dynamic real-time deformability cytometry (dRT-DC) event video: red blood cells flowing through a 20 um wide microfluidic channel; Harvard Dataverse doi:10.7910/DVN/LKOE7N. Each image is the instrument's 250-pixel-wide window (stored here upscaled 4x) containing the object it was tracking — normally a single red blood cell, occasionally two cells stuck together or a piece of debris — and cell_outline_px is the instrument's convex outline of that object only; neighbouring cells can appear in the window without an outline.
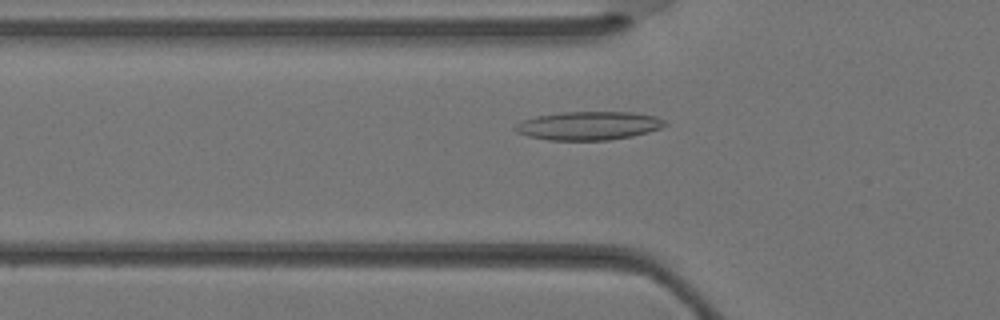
{"species": "Egyptian fruit bat (a non-hibernating species)", "species_latin": "Rousettus aegyptiacus", "temperature_condition": "warm", "stored_images_in_passage": 36, "camera_frame_rate_fps": 3000, "um_per_image_px": 0.085, "animal": {"sex": "female"}, "frame": {"image": 1, "passage_image": 12, "time_ms": 3.667, "image_size_px": [1000, 320], "cell_outline_px": [[668, 124], [660, 128], [648, 132], [632, 136], [608, 140], [548, 140], [528, 136], [516, 132], [512, 128], [516, 124], [524, 120], [536, 116], [560, 112], [632, 112], [656, 116], [664, 120]], "centroid_in_image_um": [50.02, 10.68], "position_along_channel_um": 75.8, "area_um2": 24.91}}
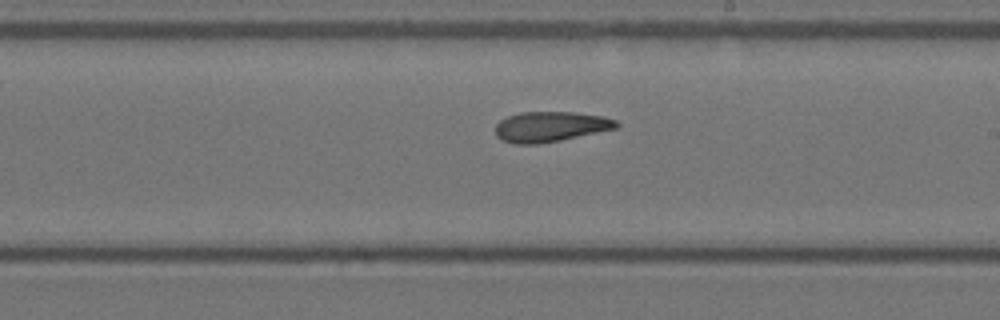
{"frame": {"image": 2, "passage_image": 21, "time_ms": 6.667, "image_size_px": [1000, 320], "cell_outline_px": [[620, 124], [616, 128], [560, 140], [540, 144], [516, 144], [500, 140], [496, 136], [496, 124], [500, 120], [508, 116], [520, 112], [572, 112], [604, 116], [616, 120]], "centroid_in_image_um": [46.76, 10.77], "position_along_channel_um": 242.2, "area_um2": 21.33}}
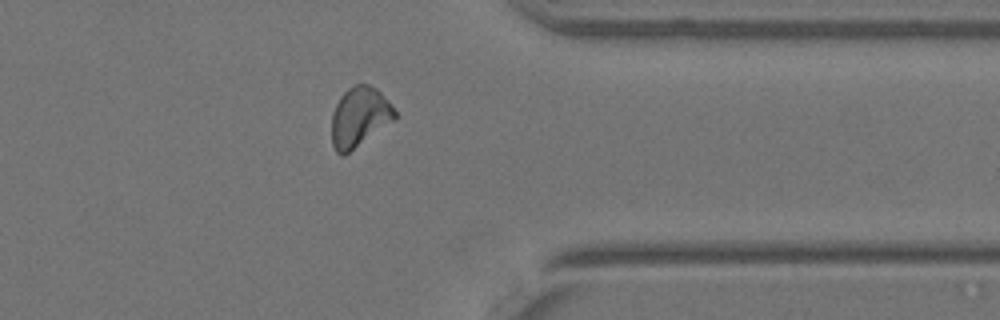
{"frame": {"image": 3, "passage_image": 29, "time_ms": 9.333, "image_size_px": [1000, 320], "cell_outline_px": [[396, 120], [344, 156], [340, 156], [336, 152], [332, 144], [332, 112], [340, 96], [348, 88], [356, 84], [368, 84], [376, 88], [392, 104], [396, 112]], "centroid_in_image_um": [30.56, 9.96], "position_along_channel_um": 380.8, "area_um2": 22.31}}